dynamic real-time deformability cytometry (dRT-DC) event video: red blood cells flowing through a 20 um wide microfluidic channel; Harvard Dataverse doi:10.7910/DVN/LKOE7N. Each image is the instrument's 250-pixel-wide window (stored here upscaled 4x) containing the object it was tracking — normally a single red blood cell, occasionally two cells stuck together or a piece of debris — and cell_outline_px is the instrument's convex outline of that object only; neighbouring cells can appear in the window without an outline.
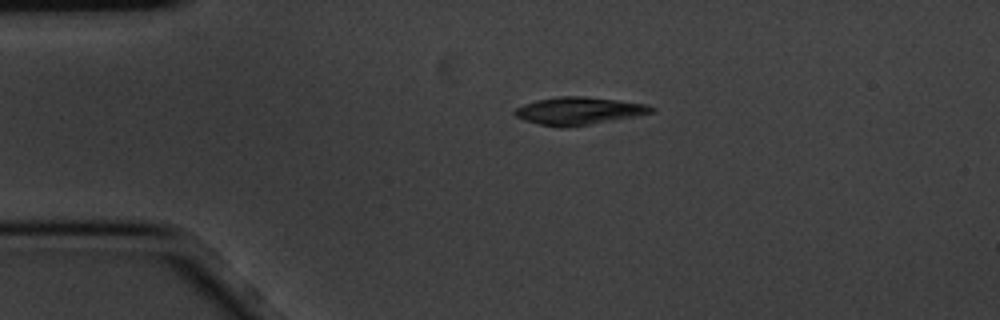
{"species": "common noctule bat (a hibernating species)", "species_latin": "Nyctalus noctula", "temperature_condition": "cold", "stored_images_in_passage": 2, "camera_frame_rate_fps": 3000, "um_per_image_px": 0.085, "animal": {"sex": "male", "body_mass_g": 20.1, "forearm_length_mm": 53.5}, "frame": {"image": 1, "passage_image": 1, "time_ms": 0.0, "image_size_px": [1000, 320], "cell_outline_px": [[656, 112], [588, 124], [564, 128], [556, 128], [524, 120], [516, 116], [512, 112], [516, 108], [524, 104], [536, 100], [560, 96], [580, 96], [616, 100], [648, 104], [656, 108]], "centroid_in_image_um": [49.18, 9.42], "position_along_channel_um": 35.8, "area_um2": 21.79}}